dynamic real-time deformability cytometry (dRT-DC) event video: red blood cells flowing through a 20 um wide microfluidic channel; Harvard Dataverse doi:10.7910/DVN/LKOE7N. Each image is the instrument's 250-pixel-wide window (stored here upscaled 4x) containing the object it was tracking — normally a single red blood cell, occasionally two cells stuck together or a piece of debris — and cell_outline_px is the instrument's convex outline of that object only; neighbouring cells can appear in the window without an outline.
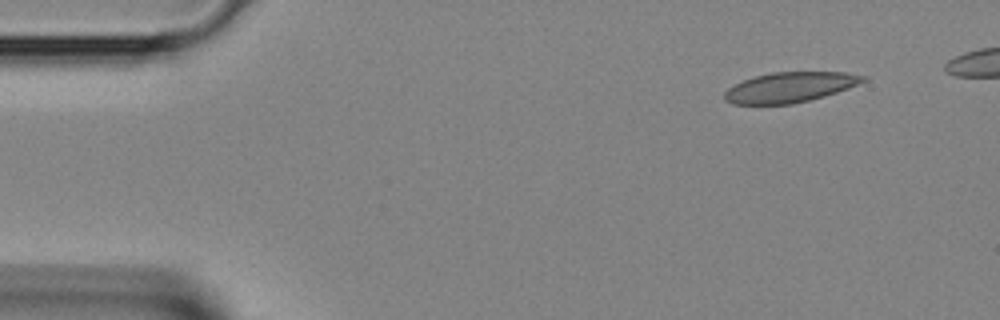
{"species": "Egyptian fruit bat (a non-hibernating species)", "species_latin": "Rousettus aegyptiacus", "temperature_condition": "room temperature", "stored_images_in_passage": 3, "camera_frame_rate_fps": 3000, "um_per_image_px": 0.085, "animal": {"sex": "female"}, "frame": {"image": 1, "passage_image": 1, "time_ms": 0.0, "image_size_px": [1000, 320], "cell_outline_px": [[868, 80], [848, 88], [824, 96], [792, 104], [732, 104], [724, 100], [724, 92], [728, 88], [752, 76], [772, 72], [848, 72], [868, 76]], "centroid_in_image_um": [67.15, 7.41], "position_along_channel_um": 17.8, "area_um2": 24.45}}